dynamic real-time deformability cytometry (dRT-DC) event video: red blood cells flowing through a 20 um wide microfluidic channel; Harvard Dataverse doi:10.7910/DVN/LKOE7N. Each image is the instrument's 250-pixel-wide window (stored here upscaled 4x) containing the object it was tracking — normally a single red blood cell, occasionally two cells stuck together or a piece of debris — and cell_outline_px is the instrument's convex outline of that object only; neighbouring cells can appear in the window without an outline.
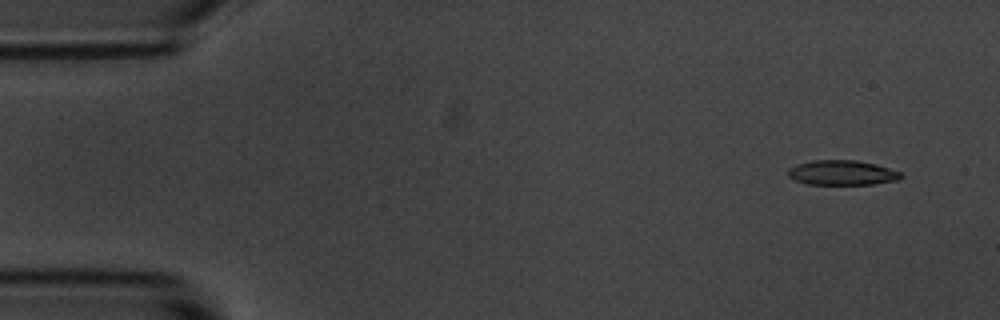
{"species": "common noctule bat (a hibernating species)", "species_latin": "Nyctalus noctula", "temperature_condition": "room temperature", "stored_images_in_passage": 6, "camera_frame_rate_fps": 3000, "um_per_image_px": 0.085, "animal": {"sex": "male", "body_mass_g": 20.1, "forearm_length_mm": 53.5}, "frame": {"image": 1, "passage_image": 1, "time_ms": 0.0, "image_size_px": [1000, 320], "cell_outline_px": [[904, 176], [900, 180], [872, 184], [808, 184], [796, 180], [788, 176], [788, 168], [796, 164], [812, 160], [856, 160], [876, 164], [900, 172]], "centroid_in_image_um": [71.59, 14.67], "position_along_channel_um": 13.4, "area_um2": 16.36}}
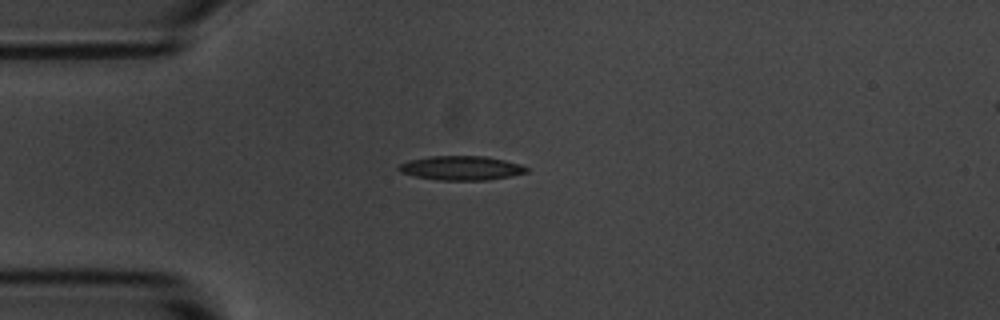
{"frame": {"image": 2, "passage_image": 3, "time_ms": 3.333, "image_size_px": [1000, 320], "cell_outline_px": [[528, 172], [512, 176], [488, 180], [440, 180], [416, 176], [400, 172], [396, 168], [400, 164], [408, 160], [432, 156], [488, 156], [520, 164], [528, 168]], "centroid_in_image_um": [39.22, 14.28], "position_along_channel_um": 45.8, "area_um2": 18.03}}
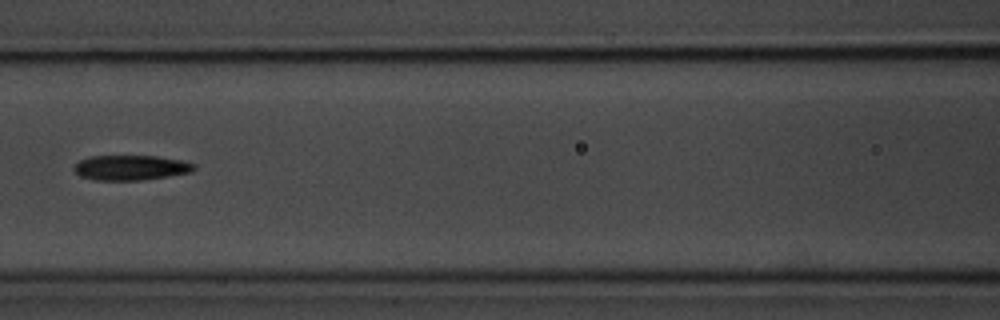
{"frame": {"image": 3, "passage_image": 6, "time_ms": 6.667, "image_size_px": [1000, 320], "cell_outline_px": [[196, 168], [192, 172], [168, 176], [140, 180], [92, 180], [80, 176], [72, 168], [80, 160], [88, 156], [156, 156], [180, 160], [196, 164]], "centroid_in_image_um": [11.1, 14.25], "position_along_channel_um": 155.5, "area_um2": 17.51}}